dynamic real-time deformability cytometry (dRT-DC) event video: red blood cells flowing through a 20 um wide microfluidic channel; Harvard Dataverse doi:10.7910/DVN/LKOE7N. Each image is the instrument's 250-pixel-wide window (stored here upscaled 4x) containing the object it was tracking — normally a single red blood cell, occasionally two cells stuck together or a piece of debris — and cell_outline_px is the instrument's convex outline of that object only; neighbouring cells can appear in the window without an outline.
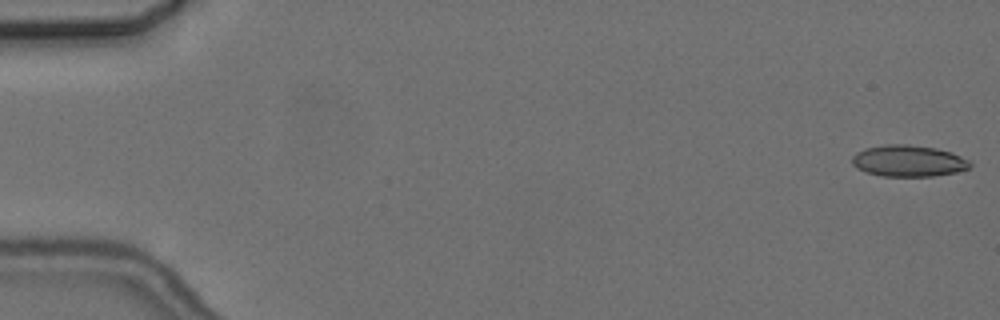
{"species": "common noctule bat (a hibernating species)", "species_latin": "Nyctalus noctula", "temperature_condition": "cold", "stored_images_in_passage": 56, "camera_frame_rate_fps": 3000, "um_per_image_px": 0.085, "animal": {"sex": "female", "body_mass_g": 24.6, "forearm_length_mm": 56.2}, "frame": {"image": 1, "passage_image": 1, "time_ms": 0.0, "image_size_px": [1000, 320], "cell_outline_px": [[972, 164], [968, 168], [956, 172], [932, 176], [880, 176], [864, 172], [856, 168], [852, 164], [852, 156], [856, 152], [864, 148], [884, 144], [908, 144], [936, 148], [952, 152], [968, 160]], "centroid_in_image_um": [77.17, 13.67], "position_along_channel_um": 7.8, "area_um2": 21.79}}
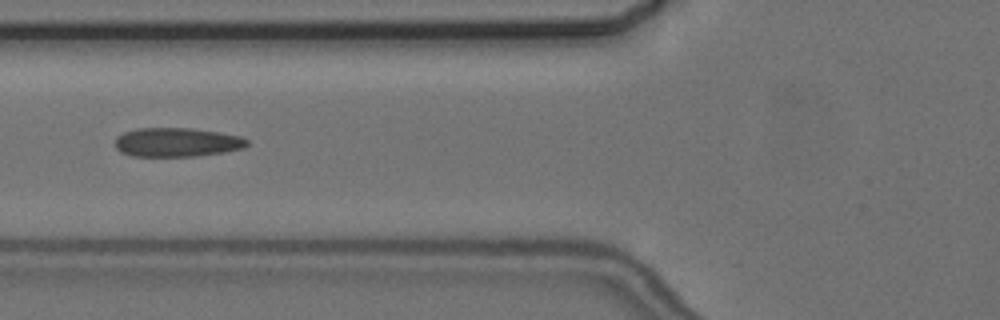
{"frame": {"image": 2, "passage_image": 22, "time_ms": 7.0, "image_size_px": [1000, 320], "cell_outline_px": [[248, 144], [244, 148], [224, 152], [196, 156], [132, 156], [120, 152], [116, 148], [116, 136], [124, 132], [136, 128], [188, 128], [220, 132], [240, 136], [248, 140]], "centroid_in_image_um": [15.03, 12.09], "position_along_channel_um": 110.8, "area_um2": 22.37}}
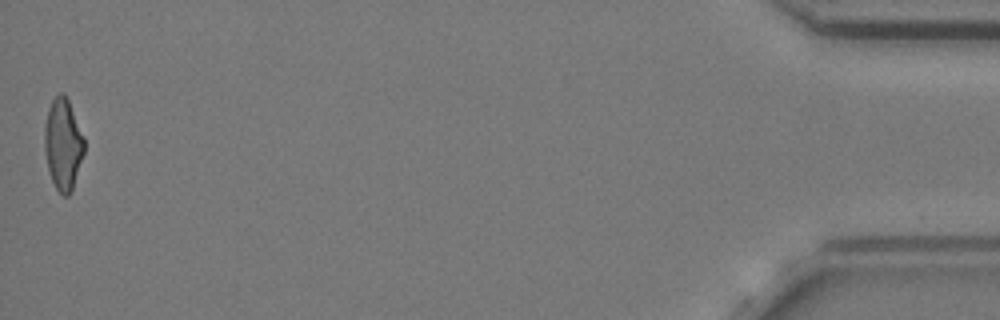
{"frame": {"image": 3, "passage_image": 56, "time_ms": 18.333, "image_size_px": [1000, 320], "cell_outline_px": [[84, 152], [72, 192], [68, 196], [64, 196], [56, 188], [48, 172], [44, 148], [44, 124], [48, 108], [52, 100], [60, 92], [64, 92], [68, 100], [84, 136]], "centroid_in_image_um": [5.35, 12.26], "position_along_channel_um": 429.9, "area_um2": 21.33}, "authors_computed_cell_mechanics": {"area_um2": 21.9062, "velocity_mm_per_s": 3.6588, "shape_relaxation_time_tau1_ms": null, "shape_relaxation_time_tau2_ms": 2.6366, "deformation_change_tau1": null, "deformation_change_tau2": 0.0996}}